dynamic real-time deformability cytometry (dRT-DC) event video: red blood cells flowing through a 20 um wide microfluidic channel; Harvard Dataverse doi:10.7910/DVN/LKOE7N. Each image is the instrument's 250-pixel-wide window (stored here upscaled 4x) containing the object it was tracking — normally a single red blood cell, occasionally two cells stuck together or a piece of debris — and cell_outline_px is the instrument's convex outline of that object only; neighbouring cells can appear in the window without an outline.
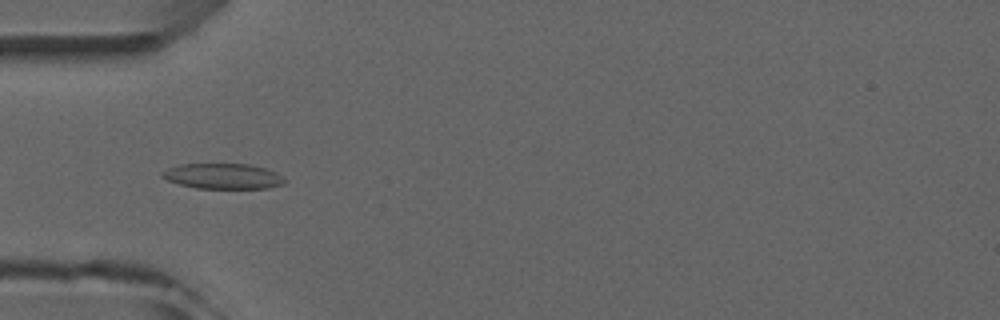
{"species": "common noctule bat (a hibernating species)", "species_latin": "Nyctalus noctula", "temperature_condition": "room temperature", "stored_images_in_passage": 7, "camera_frame_rate_fps": 3000, "um_per_image_px": 0.085, "animal": {"sex": "male", "forearm_length_mm": 52.5}, "frame": {"image": 1, "passage_image": 4, "time_ms": 3.333, "image_size_px": [1000, 320], "cell_outline_px": [[288, 180], [284, 184], [268, 188], [196, 188], [180, 184], [168, 180], [160, 176], [160, 172], [168, 168], [180, 164], [248, 164], [264, 168], [276, 172]], "centroid_in_image_um": [18.96, 14.97], "position_along_channel_um": 66.0, "area_um2": 18.15}}
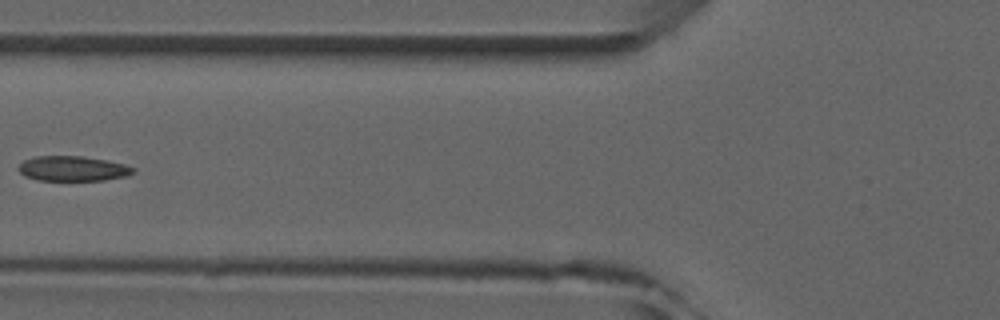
{"frame": {"image": 2, "passage_image": 5, "time_ms": 4.667, "image_size_px": [1000, 320], "cell_outline_px": [[136, 172], [124, 176], [104, 180], [36, 180], [24, 176], [16, 168], [24, 160], [36, 156], [84, 156], [108, 160], [124, 164], [136, 168]], "centroid_in_image_um": [6.18, 14.32], "position_along_channel_um": 119.6, "area_um2": 16.82}}
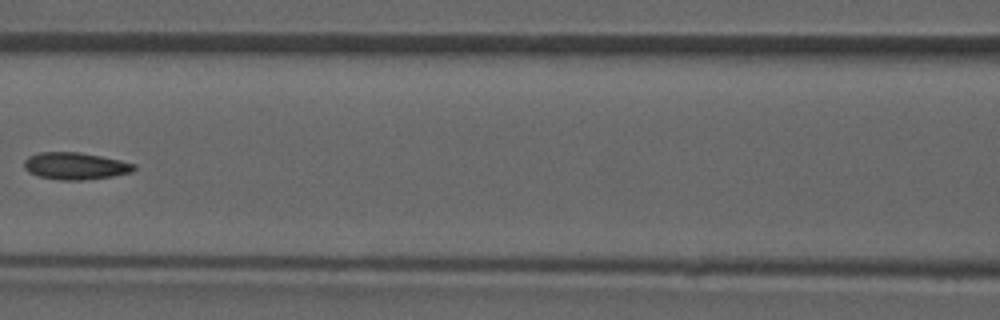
{"frame": {"image": 3, "passage_image": 6, "time_ms": 5.667, "image_size_px": [1000, 320], "cell_outline_px": [[136, 168], [132, 172], [112, 176], [84, 180], [56, 180], [40, 176], [28, 172], [24, 168], [24, 160], [28, 156], [40, 152], [80, 152], [120, 160], [136, 164]], "centroid_in_image_um": [6.39, 14.11], "position_along_channel_um": 160.2, "area_um2": 17.4}}